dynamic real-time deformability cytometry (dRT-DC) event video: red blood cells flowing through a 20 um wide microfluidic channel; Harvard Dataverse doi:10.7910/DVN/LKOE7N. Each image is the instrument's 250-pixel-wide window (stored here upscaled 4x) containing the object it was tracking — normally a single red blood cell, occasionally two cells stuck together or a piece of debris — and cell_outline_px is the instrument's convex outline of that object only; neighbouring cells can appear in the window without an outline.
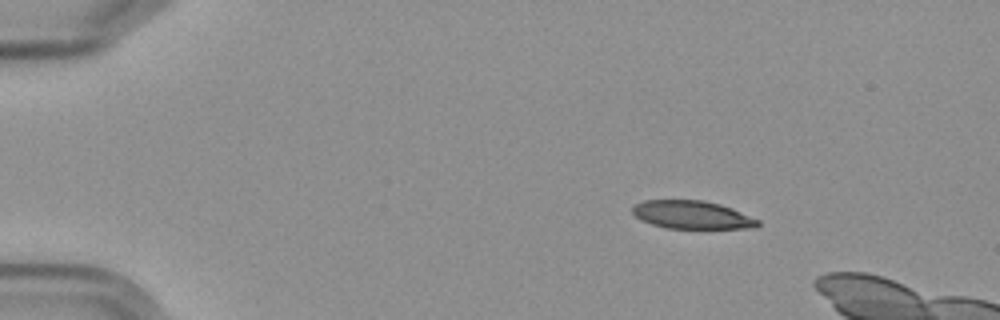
{"species": "Egyptian fruit bat (a non-hibernating species)", "species_latin": "Rousettus aegyptiacus", "temperature_condition": "cold", "stored_images_in_passage": 5, "camera_frame_rate_fps": 3000, "um_per_image_px": 0.085, "frame": {"image": 1, "passage_image": 2, "time_ms": 1.0, "image_size_px": [1000, 320], "cell_outline_px": [[760, 224], [756, 228], [668, 228], [652, 224], [640, 220], [632, 212], [632, 208], [636, 204], [644, 200], [704, 200], [720, 204], [732, 208], [760, 220]], "centroid_in_image_um": [58.84, 18.26], "position_along_channel_um": 26.2, "area_um2": 20.52}}